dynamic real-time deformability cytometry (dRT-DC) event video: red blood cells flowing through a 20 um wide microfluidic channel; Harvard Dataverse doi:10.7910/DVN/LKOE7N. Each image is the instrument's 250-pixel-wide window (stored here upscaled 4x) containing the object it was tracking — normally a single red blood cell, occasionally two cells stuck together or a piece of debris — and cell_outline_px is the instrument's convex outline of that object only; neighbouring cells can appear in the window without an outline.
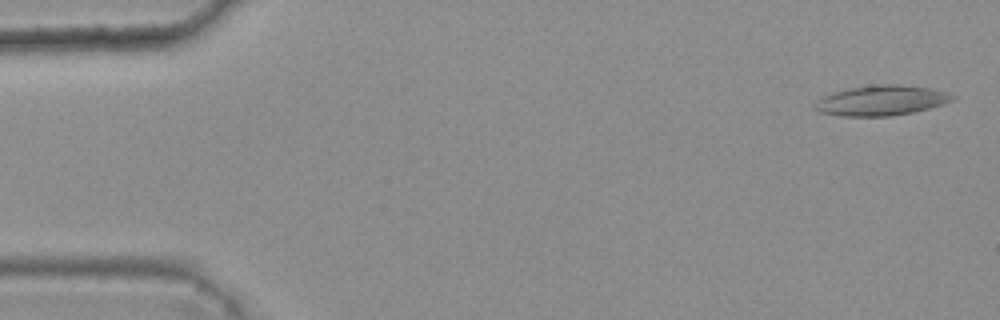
{"species": "common noctule bat (a hibernating species)", "species_latin": "Nyctalus noctula", "temperature_condition": "warm", "stored_images_in_passage": 6, "camera_frame_rate_fps": 3000, "um_per_image_px": 0.085, "animal": {"sex": "female", "body_mass_g": 25.1}, "frame": {"image": 1, "passage_image": 1, "time_ms": 0.0, "image_size_px": [1000, 320], "cell_outline_px": [[956, 96], [952, 100], [944, 104], [912, 112], [892, 116], [840, 116], [820, 112], [816, 108], [816, 104], [824, 96], [832, 92], [852, 88], [880, 84], [900, 84], [928, 88], [944, 92]], "centroid_in_image_um": [74.93, 8.54], "position_along_channel_um": 10.1, "area_um2": 23.7}}
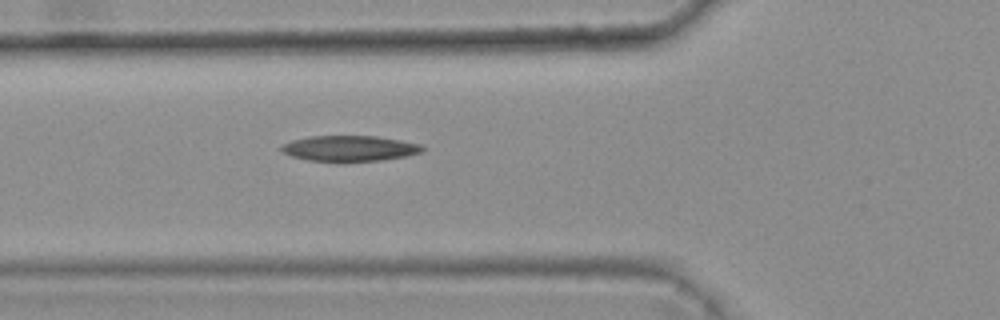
{"frame": {"image": 2, "passage_image": 6, "time_ms": 1.667, "image_size_px": [1000, 320], "cell_outline_px": [[424, 148], [420, 152], [408, 156], [380, 160], [344, 164], [336, 164], [308, 160], [292, 156], [284, 152], [280, 148], [284, 144], [292, 140], [308, 136], [376, 136], [400, 140], [420, 144]], "centroid_in_image_um": [29.69, 12.65], "position_along_channel_um": 96.1, "area_um2": 21.68}}